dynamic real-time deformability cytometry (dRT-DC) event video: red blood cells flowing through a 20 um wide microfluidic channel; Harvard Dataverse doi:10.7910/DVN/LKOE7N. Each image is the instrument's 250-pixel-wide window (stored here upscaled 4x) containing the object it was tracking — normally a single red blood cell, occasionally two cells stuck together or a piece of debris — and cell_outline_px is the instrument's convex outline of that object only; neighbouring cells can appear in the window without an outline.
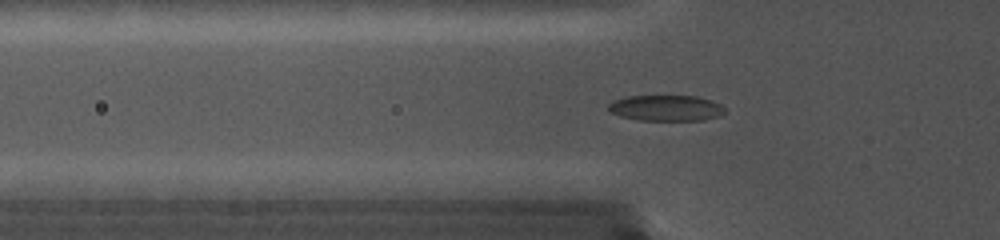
{"species": "common noctule bat (a hibernating species)", "species_latin": "Nyctalus noctula", "temperature_condition": "cold", "stored_images_in_passage": 45, "camera_frame_rate_fps": 5000, "um_per_image_px": 0.085, "animal": {"sex": "female", "body_mass_g": 19.0, "forearm_length_mm": 56.7}, "frame": {"image": 1, "passage_image": 2, "time_ms": 0.2, "image_size_px": [1000, 240], "cell_outline_px": [[728, 112], [720, 116], [704, 120], [636, 120], [620, 116], [608, 112], [608, 104], [612, 100], [628, 96], [696, 96], [712, 100], [720, 104]], "centroid_in_image_um": [56.61, 9.18], "position_along_channel_um": 69.2, "area_um2": 17.8}}
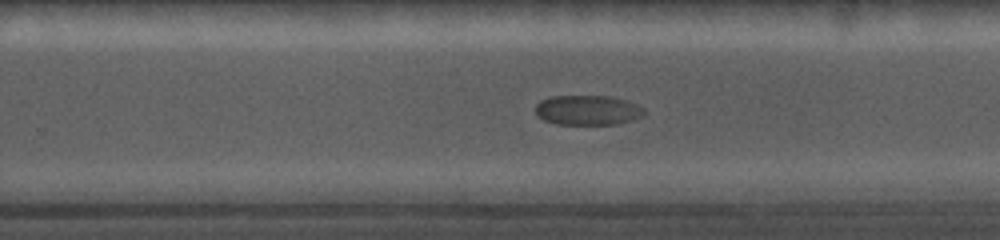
{"frame": {"image": 2, "passage_image": 32, "time_ms": 6.2, "image_size_px": [1000, 240], "cell_outline_px": [[644, 116], [632, 120], [616, 124], [556, 124], [544, 120], [536, 116], [536, 104], [540, 100], [548, 96], [608, 96], [624, 100], [636, 104], [644, 108]], "centroid_in_image_um": [49.92, 9.36], "position_along_channel_um": 279.9, "area_um2": 18.96}}
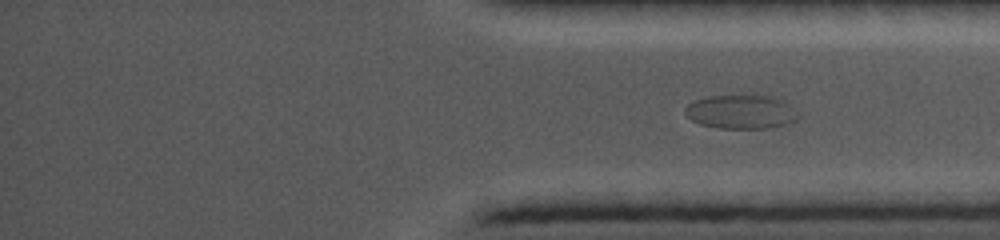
{"frame": {"image": 3, "passage_image": 45, "time_ms": 8.8, "image_size_px": [1000, 240], "cell_outline_px": [[800, 116], [796, 120], [784, 124], [768, 128], [716, 128], [700, 124], [692, 120], [684, 112], [684, 108], [688, 104], [696, 100], [708, 96], [776, 96], [784, 100]], "centroid_in_image_um": [62.98, 9.51], "position_along_channel_um": 372.2, "area_um2": 22.2}}